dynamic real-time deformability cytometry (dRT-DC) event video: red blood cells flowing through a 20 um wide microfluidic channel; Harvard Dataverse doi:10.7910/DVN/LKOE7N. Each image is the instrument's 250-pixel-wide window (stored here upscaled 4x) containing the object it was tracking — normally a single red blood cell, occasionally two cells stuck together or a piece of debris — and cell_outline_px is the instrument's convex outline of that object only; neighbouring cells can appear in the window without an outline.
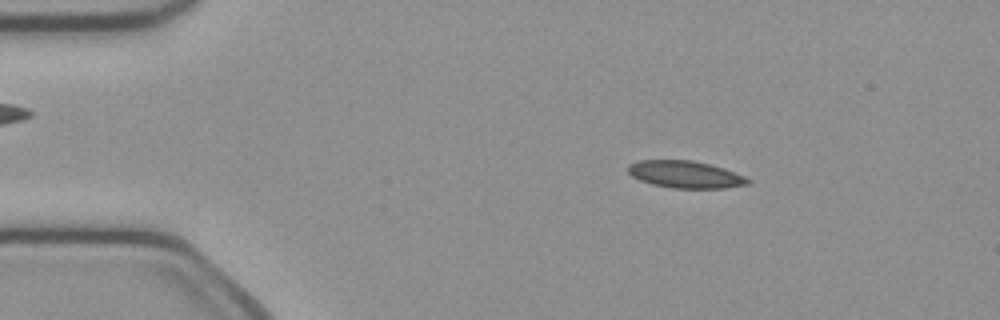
{"species": "common noctule bat (a hibernating species)", "species_latin": "Nyctalus noctula", "temperature_condition": "cold", "stored_images_in_passage": 43, "camera_frame_rate_fps": 3000, "um_per_image_px": 0.085, "animal": {"sex": "female", "body_mass_g": 21.9}, "frame": {"image": 1, "passage_image": 1, "time_ms": 0.0, "image_size_px": [1000, 320], "cell_outline_px": [[752, 180], [748, 184], [724, 188], [676, 188], [652, 184], [640, 180], [632, 176], [628, 172], [628, 164], [636, 160], [692, 160], [724, 168], [744, 176]], "centroid_in_image_um": [58.24, 14.82], "position_along_channel_um": 26.8, "area_um2": 18.9}}
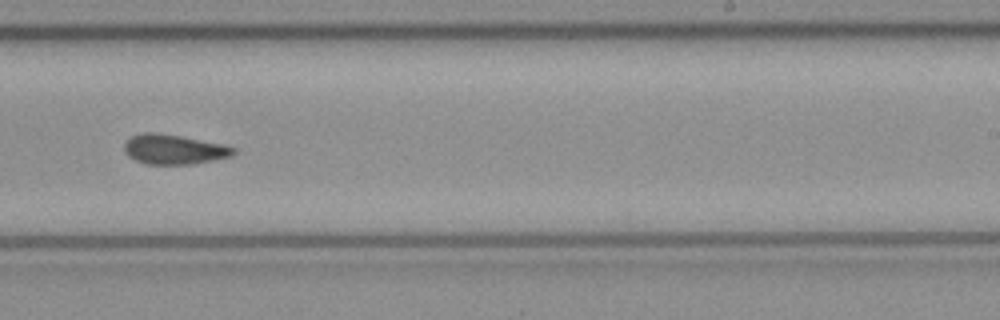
{"frame": {"image": 2, "passage_image": 24, "time_ms": 7.667, "image_size_px": [1000, 320], "cell_outline_px": [[236, 152], [232, 156], [192, 164], [144, 164], [128, 156], [124, 152], [124, 144], [132, 136], [140, 132], [156, 132], [180, 136], [220, 144], [236, 148]], "centroid_in_image_um": [14.75, 12.7], "position_along_channel_um": 274.3, "area_um2": 18.84}}
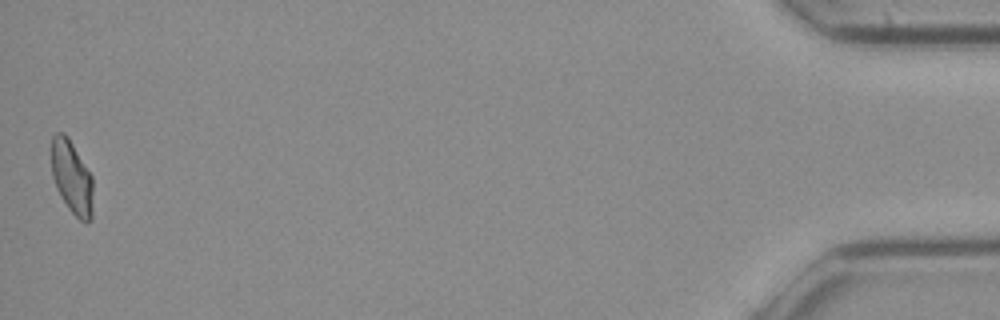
{"frame": {"image": 3, "passage_image": 43, "time_ms": 14.0, "image_size_px": [1000, 320], "cell_outline_px": [[92, 220], [88, 224], [80, 220], [68, 208], [60, 196], [56, 188], [52, 176], [52, 136], [56, 132], [64, 132], [68, 136], [92, 176]], "centroid_in_image_um": [6.1, 15.08], "position_along_channel_um": 429.1, "area_um2": 17.86}, "authors_computed_cell_mechanics": {"area_um2": 18.9006, "velocity_mm_per_s": 4.0262, "shape_relaxation_time_tau1_ms": null, "shape_relaxation_time_tau2_ms": 5.2194, "deformation_change_tau1": null, "deformation_change_tau2": 0.1267}}